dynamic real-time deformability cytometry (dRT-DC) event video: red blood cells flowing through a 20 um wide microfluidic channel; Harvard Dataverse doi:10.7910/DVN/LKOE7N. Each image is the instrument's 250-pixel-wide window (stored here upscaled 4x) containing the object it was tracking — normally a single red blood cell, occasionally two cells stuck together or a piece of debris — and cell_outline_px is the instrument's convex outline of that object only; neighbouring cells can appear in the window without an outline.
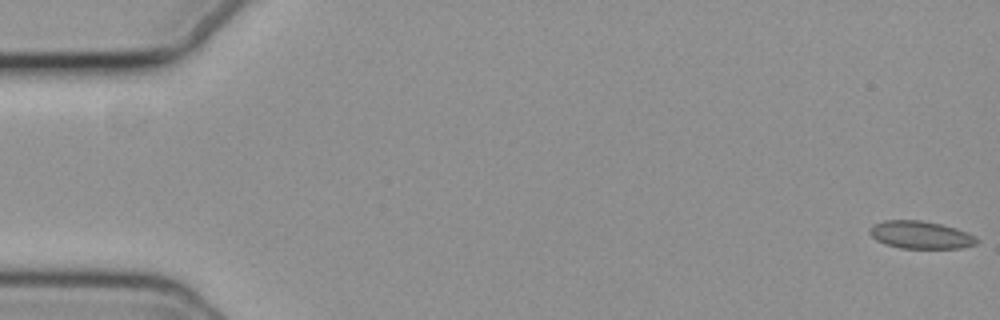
{"species": "common noctule bat (a hibernating species)", "species_latin": "Nyctalus noctula", "temperature_condition": "cold", "stored_images_in_passage": 58, "camera_frame_rate_fps": 3000, "um_per_image_px": 0.085, "animal": {"sex": "female", "body_mass_g": 19.3, "forearm_length_mm": 54.1}, "frame": {"image": 1, "passage_image": 1, "time_ms": 0.0, "image_size_px": [1000, 320], "cell_outline_px": [[980, 240], [976, 244], [960, 248], [900, 248], [884, 244], [876, 240], [868, 232], [868, 228], [872, 224], [884, 220], [920, 220], [940, 224], [956, 228], [968, 232], [976, 236]], "centroid_in_image_um": [78.23, 19.96], "position_along_channel_um": 6.8, "area_um2": 17.46}}
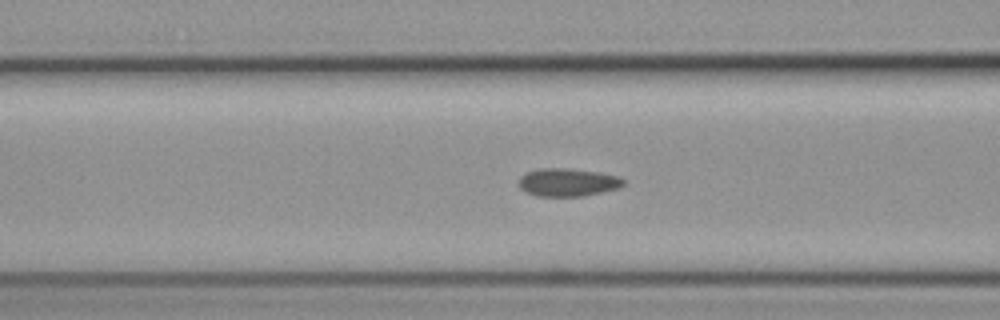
{"frame": {"image": 2, "passage_image": 23, "time_ms": 7.333, "image_size_px": [1000, 320], "cell_outline_px": [[628, 184], [620, 188], [584, 196], [536, 196], [520, 188], [520, 176], [524, 172], [540, 168], [568, 168], [596, 172], [616, 176], [624, 180]], "centroid_in_image_um": [48.27, 15.5], "position_along_channel_um": 118.3, "area_um2": 17.11}}
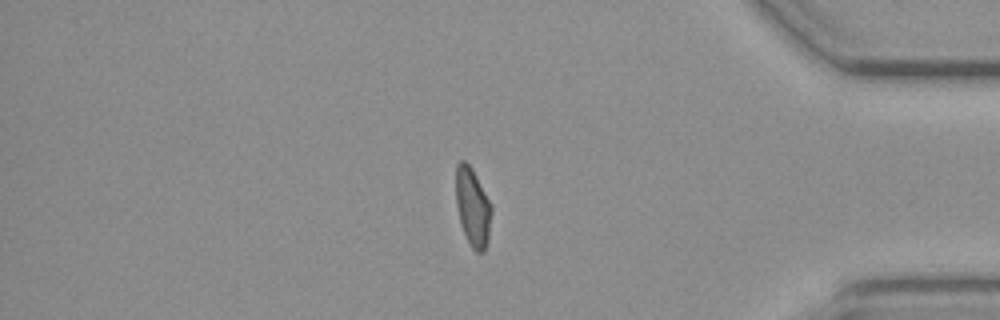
{"frame": {"image": 3, "passage_image": 48, "time_ms": 15.667, "image_size_px": [1000, 320], "cell_outline_px": [[492, 212], [488, 240], [484, 252], [476, 252], [472, 248], [460, 224], [456, 204], [456, 164], [460, 160], [464, 160], [472, 168], [492, 204]], "centroid_in_image_um": [40.19, 17.59], "position_along_channel_um": 395.0, "area_um2": 16.42}, "authors_computed_cell_mechanics": {"area_um2": 16.762, "velocity_mm_per_s": 3.7154, "shape_relaxation_time_tau1_ms": null, "shape_relaxation_time_tau2_ms": 2.6477, "deformation_change_tau1": null, "deformation_change_tau2": 0.0562}}